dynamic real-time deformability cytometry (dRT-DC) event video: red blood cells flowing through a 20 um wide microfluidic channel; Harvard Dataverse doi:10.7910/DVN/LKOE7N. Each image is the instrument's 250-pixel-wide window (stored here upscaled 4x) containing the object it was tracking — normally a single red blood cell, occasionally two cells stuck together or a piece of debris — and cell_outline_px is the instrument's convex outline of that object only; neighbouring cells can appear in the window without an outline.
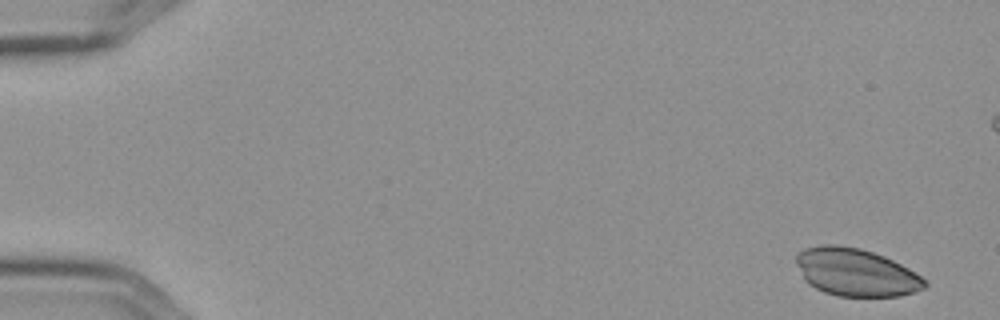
{"species": "Egyptian fruit bat (a non-hibernating species)", "species_latin": "Rousettus aegyptiacus", "temperature_condition": "cold", "stored_images_in_passage": 6, "camera_frame_rate_fps": 3000, "um_per_image_px": 0.085, "frame": {"image": 1, "passage_image": 1, "time_ms": 0.0, "image_size_px": [1000, 320], "cell_outline_px": [[928, 284], [924, 288], [916, 292], [900, 296], [836, 296], [824, 292], [808, 284], [804, 280], [796, 264], [796, 256], [804, 248], [820, 244], [836, 244], [860, 248], [884, 256], [908, 268], [920, 276]], "centroid_in_image_um": [72.72, 23.14], "position_along_channel_um": 12.3, "area_um2": 35.78}}